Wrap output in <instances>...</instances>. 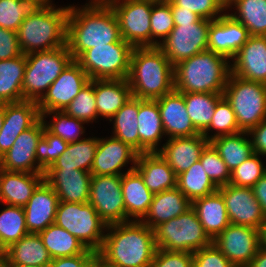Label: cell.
<instances>
[{
  "label": "cell",
  "mask_w": 266,
  "mask_h": 267,
  "mask_svg": "<svg viewBox=\"0 0 266 267\" xmlns=\"http://www.w3.org/2000/svg\"><path fill=\"white\" fill-rule=\"evenodd\" d=\"M120 39L118 20L106 1L90 0L82 7L69 4L67 46L74 60L92 47Z\"/></svg>",
  "instance_id": "obj_1"
},
{
  "label": "cell",
  "mask_w": 266,
  "mask_h": 267,
  "mask_svg": "<svg viewBox=\"0 0 266 267\" xmlns=\"http://www.w3.org/2000/svg\"><path fill=\"white\" fill-rule=\"evenodd\" d=\"M156 249L154 230L132 220L107 225L97 255L115 267H150Z\"/></svg>",
  "instance_id": "obj_2"
},
{
  "label": "cell",
  "mask_w": 266,
  "mask_h": 267,
  "mask_svg": "<svg viewBox=\"0 0 266 267\" xmlns=\"http://www.w3.org/2000/svg\"><path fill=\"white\" fill-rule=\"evenodd\" d=\"M68 13L69 5L56 7L52 0L35 5L17 31L22 53L66 46Z\"/></svg>",
  "instance_id": "obj_3"
},
{
  "label": "cell",
  "mask_w": 266,
  "mask_h": 267,
  "mask_svg": "<svg viewBox=\"0 0 266 267\" xmlns=\"http://www.w3.org/2000/svg\"><path fill=\"white\" fill-rule=\"evenodd\" d=\"M127 79L132 97L157 100L174 89V66L158 46L135 47Z\"/></svg>",
  "instance_id": "obj_4"
},
{
  "label": "cell",
  "mask_w": 266,
  "mask_h": 267,
  "mask_svg": "<svg viewBox=\"0 0 266 267\" xmlns=\"http://www.w3.org/2000/svg\"><path fill=\"white\" fill-rule=\"evenodd\" d=\"M230 63L210 50L193 55L174 66V89L181 93L224 94Z\"/></svg>",
  "instance_id": "obj_5"
},
{
  "label": "cell",
  "mask_w": 266,
  "mask_h": 267,
  "mask_svg": "<svg viewBox=\"0 0 266 267\" xmlns=\"http://www.w3.org/2000/svg\"><path fill=\"white\" fill-rule=\"evenodd\" d=\"M73 60L67 45L26 54L22 100L38 102Z\"/></svg>",
  "instance_id": "obj_6"
},
{
  "label": "cell",
  "mask_w": 266,
  "mask_h": 267,
  "mask_svg": "<svg viewBox=\"0 0 266 267\" xmlns=\"http://www.w3.org/2000/svg\"><path fill=\"white\" fill-rule=\"evenodd\" d=\"M223 96L231 104L242 132H249L266 118V84L230 73Z\"/></svg>",
  "instance_id": "obj_7"
},
{
  "label": "cell",
  "mask_w": 266,
  "mask_h": 267,
  "mask_svg": "<svg viewBox=\"0 0 266 267\" xmlns=\"http://www.w3.org/2000/svg\"><path fill=\"white\" fill-rule=\"evenodd\" d=\"M153 230L155 245L162 250L194 253L212 244L192 207L178 217L160 223Z\"/></svg>",
  "instance_id": "obj_8"
},
{
  "label": "cell",
  "mask_w": 266,
  "mask_h": 267,
  "mask_svg": "<svg viewBox=\"0 0 266 267\" xmlns=\"http://www.w3.org/2000/svg\"><path fill=\"white\" fill-rule=\"evenodd\" d=\"M55 224L70 232L87 249L98 252L103 244L107 224L92 205L59 201Z\"/></svg>",
  "instance_id": "obj_9"
},
{
  "label": "cell",
  "mask_w": 266,
  "mask_h": 267,
  "mask_svg": "<svg viewBox=\"0 0 266 267\" xmlns=\"http://www.w3.org/2000/svg\"><path fill=\"white\" fill-rule=\"evenodd\" d=\"M133 47L122 38L115 43L92 47L75 61L90 80L127 79Z\"/></svg>",
  "instance_id": "obj_10"
},
{
  "label": "cell",
  "mask_w": 266,
  "mask_h": 267,
  "mask_svg": "<svg viewBox=\"0 0 266 267\" xmlns=\"http://www.w3.org/2000/svg\"><path fill=\"white\" fill-rule=\"evenodd\" d=\"M118 20L123 40L135 47H151L153 0H105Z\"/></svg>",
  "instance_id": "obj_11"
},
{
  "label": "cell",
  "mask_w": 266,
  "mask_h": 267,
  "mask_svg": "<svg viewBox=\"0 0 266 267\" xmlns=\"http://www.w3.org/2000/svg\"><path fill=\"white\" fill-rule=\"evenodd\" d=\"M211 22L200 18L195 23L175 25L158 47L175 66L193 55L208 50V29Z\"/></svg>",
  "instance_id": "obj_12"
},
{
  "label": "cell",
  "mask_w": 266,
  "mask_h": 267,
  "mask_svg": "<svg viewBox=\"0 0 266 267\" xmlns=\"http://www.w3.org/2000/svg\"><path fill=\"white\" fill-rule=\"evenodd\" d=\"M88 202L107 225L126 222L121 175H92Z\"/></svg>",
  "instance_id": "obj_13"
},
{
  "label": "cell",
  "mask_w": 266,
  "mask_h": 267,
  "mask_svg": "<svg viewBox=\"0 0 266 267\" xmlns=\"http://www.w3.org/2000/svg\"><path fill=\"white\" fill-rule=\"evenodd\" d=\"M212 243L235 267H246L261 247L260 230L229 224Z\"/></svg>",
  "instance_id": "obj_14"
},
{
  "label": "cell",
  "mask_w": 266,
  "mask_h": 267,
  "mask_svg": "<svg viewBox=\"0 0 266 267\" xmlns=\"http://www.w3.org/2000/svg\"><path fill=\"white\" fill-rule=\"evenodd\" d=\"M89 81L87 73L73 60L37 102L40 115L64 111Z\"/></svg>",
  "instance_id": "obj_15"
},
{
  "label": "cell",
  "mask_w": 266,
  "mask_h": 267,
  "mask_svg": "<svg viewBox=\"0 0 266 267\" xmlns=\"http://www.w3.org/2000/svg\"><path fill=\"white\" fill-rule=\"evenodd\" d=\"M218 191L224 198L230 224L261 230L266 217L251 187H238L229 183L219 187Z\"/></svg>",
  "instance_id": "obj_16"
},
{
  "label": "cell",
  "mask_w": 266,
  "mask_h": 267,
  "mask_svg": "<svg viewBox=\"0 0 266 267\" xmlns=\"http://www.w3.org/2000/svg\"><path fill=\"white\" fill-rule=\"evenodd\" d=\"M44 127L40 118L32 127L20 133L11 148L0 157V168L15 172L44 173L36 159V147Z\"/></svg>",
  "instance_id": "obj_17"
},
{
  "label": "cell",
  "mask_w": 266,
  "mask_h": 267,
  "mask_svg": "<svg viewBox=\"0 0 266 267\" xmlns=\"http://www.w3.org/2000/svg\"><path fill=\"white\" fill-rule=\"evenodd\" d=\"M138 152L129 144L111 137L99 138L93 159L92 175H122L134 170L138 157ZM130 168L122 170L123 167L130 164Z\"/></svg>",
  "instance_id": "obj_18"
},
{
  "label": "cell",
  "mask_w": 266,
  "mask_h": 267,
  "mask_svg": "<svg viewBox=\"0 0 266 267\" xmlns=\"http://www.w3.org/2000/svg\"><path fill=\"white\" fill-rule=\"evenodd\" d=\"M248 29L225 11L210 23L208 29V50L232 60L247 42Z\"/></svg>",
  "instance_id": "obj_19"
},
{
  "label": "cell",
  "mask_w": 266,
  "mask_h": 267,
  "mask_svg": "<svg viewBox=\"0 0 266 267\" xmlns=\"http://www.w3.org/2000/svg\"><path fill=\"white\" fill-rule=\"evenodd\" d=\"M92 174L77 169H47L44 180L54 189L59 201L87 203Z\"/></svg>",
  "instance_id": "obj_20"
},
{
  "label": "cell",
  "mask_w": 266,
  "mask_h": 267,
  "mask_svg": "<svg viewBox=\"0 0 266 267\" xmlns=\"http://www.w3.org/2000/svg\"><path fill=\"white\" fill-rule=\"evenodd\" d=\"M40 118L36 101L5 103V116L0 131V157L11 148L20 133L32 127Z\"/></svg>",
  "instance_id": "obj_21"
},
{
  "label": "cell",
  "mask_w": 266,
  "mask_h": 267,
  "mask_svg": "<svg viewBox=\"0 0 266 267\" xmlns=\"http://www.w3.org/2000/svg\"><path fill=\"white\" fill-rule=\"evenodd\" d=\"M230 64L233 75L266 84V36H250Z\"/></svg>",
  "instance_id": "obj_22"
},
{
  "label": "cell",
  "mask_w": 266,
  "mask_h": 267,
  "mask_svg": "<svg viewBox=\"0 0 266 267\" xmlns=\"http://www.w3.org/2000/svg\"><path fill=\"white\" fill-rule=\"evenodd\" d=\"M167 139L192 137L200 134L188 116L183 93L173 89L156 100Z\"/></svg>",
  "instance_id": "obj_23"
},
{
  "label": "cell",
  "mask_w": 266,
  "mask_h": 267,
  "mask_svg": "<svg viewBox=\"0 0 266 267\" xmlns=\"http://www.w3.org/2000/svg\"><path fill=\"white\" fill-rule=\"evenodd\" d=\"M59 199L54 189L44 180L23 207L29 233H39L55 223Z\"/></svg>",
  "instance_id": "obj_24"
},
{
  "label": "cell",
  "mask_w": 266,
  "mask_h": 267,
  "mask_svg": "<svg viewBox=\"0 0 266 267\" xmlns=\"http://www.w3.org/2000/svg\"><path fill=\"white\" fill-rule=\"evenodd\" d=\"M158 153L169 164L176 175L188 170L198 161L202 151L209 144L202 133L192 137H175L167 139Z\"/></svg>",
  "instance_id": "obj_25"
},
{
  "label": "cell",
  "mask_w": 266,
  "mask_h": 267,
  "mask_svg": "<svg viewBox=\"0 0 266 267\" xmlns=\"http://www.w3.org/2000/svg\"><path fill=\"white\" fill-rule=\"evenodd\" d=\"M43 181L44 173L15 172L0 168V203L24 207Z\"/></svg>",
  "instance_id": "obj_26"
},
{
  "label": "cell",
  "mask_w": 266,
  "mask_h": 267,
  "mask_svg": "<svg viewBox=\"0 0 266 267\" xmlns=\"http://www.w3.org/2000/svg\"><path fill=\"white\" fill-rule=\"evenodd\" d=\"M134 169L153 194L177 186L176 173L158 152L139 153Z\"/></svg>",
  "instance_id": "obj_27"
},
{
  "label": "cell",
  "mask_w": 266,
  "mask_h": 267,
  "mask_svg": "<svg viewBox=\"0 0 266 267\" xmlns=\"http://www.w3.org/2000/svg\"><path fill=\"white\" fill-rule=\"evenodd\" d=\"M192 207V202L177 187L154 194L145 217L141 220L154 229L160 223L169 221L185 213Z\"/></svg>",
  "instance_id": "obj_28"
},
{
  "label": "cell",
  "mask_w": 266,
  "mask_h": 267,
  "mask_svg": "<svg viewBox=\"0 0 266 267\" xmlns=\"http://www.w3.org/2000/svg\"><path fill=\"white\" fill-rule=\"evenodd\" d=\"M139 153L158 152L161 139L166 137L156 100L139 99Z\"/></svg>",
  "instance_id": "obj_29"
},
{
  "label": "cell",
  "mask_w": 266,
  "mask_h": 267,
  "mask_svg": "<svg viewBox=\"0 0 266 267\" xmlns=\"http://www.w3.org/2000/svg\"><path fill=\"white\" fill-rule=\"evenodd\" d=\"M121 188L126 222L132 219L141 221L148 212L154 194L144 184L141 175L135 169L121 175Z\"/></svg>",
  "instance_id": "obj_30"
},
{
  "label": "cell",
  "mask_w": 266,
  "mask_h": 267,
  "mask_svg": "<svg viewBox=\"0 0 266 267\" xmlns=\"http://www.w3.org/2000/svg\"><path fill=\"white\" fill-rule=\"evenodd\" d=\"M94 93L98 117L109 120L132 98L128 79H96Z\"/></svg>",
  "instance_id": "obj_31"
},
{
  "label": "cell",
  "mask_w": 266,
  "mask_h": 267,
  "mask_svg": "<svg viewBox=\"0 0 266 267\" xmlns=\"http://www.w3.org/2000/svg\"><path fill=\"white\" fill-rule=\"evenodd\" d=\"M192 208L212 241L230 224L224 198L218 190L195 199Z\"/></svg>",
  "instance_id": "obj_32"
},
{
  "label": "cell",
  "mask_w": 266,
  "mask_h": 267,
  "mask_svg": "<svg viewBox=\"0 0 266 267\" xmlns=\"http://www.w3.org/2000/svg\"><path fill=\"white\" fill-rule=\"evenodd\" d=\"M7 264L47 267L52 262L38 233H28L8 247L2 256Z\"/></svg>",
  "instance_id": "obj_33"
},
{
  "label": "cell",
  "mask_w": 266,
  "mask_h": 267,
  "mask_svg": "<svg viewBox=\"0 0 266 267\" xmlns=\"http://www.w3.org/2000/svg\"><path fill=\"white\" fill-rule=\"evenodd\" d=\"M26 55L0 60V103L22 101Z\"/></svg>",
  "instance_id": "obj_34"
},
{
  "label": "cell",
  "mask_w": 266,
  "mask_h": 267,
  "mask_svg": "<svg viewBox=\"0 0 266 267\" xmlns=\"http://www.w3.org/2000/svg\"><path fill=\"white\" fill-rule=\"evenodd\" d=\"M209 143L215 148L230 171H233L254 153L248 132L219 136Z\"/></svg>",
  "instance_id": "obj_35"
},
{
  "label": "cell",
  "mask_w": 266,
  "mask_h": 267,
  "mask_svg": "<svg viewBox=\"0 0 266 267\" xmlns=\"http://www.w3.org/2000/svg\"><path fill=\"white\" fill-rule=\"evenodd\" d=\"M97 145L96 136L69 143L66 151L48 169H77L90 172Z\"/></svg>",
  "instance_id": "obj_36"
},
{
  "label": "cell",
  "mask_w": 266,
  "mask_h": 267,
  "mask_svg": "<svg viewBox=\"0 0 266 267\" xmlns=\"http://www.w3.org/2000/svg\"><path fill=\"white\" fill-rule=\"evenodd\" d=\"M138 111L139 99L132 97L109 121L113 123L111 136L129 144L139 153Z\"/></svg>",
  "instance_id": "obj_37"
},
{
  "label": "cell",
  "mask_w": 266,
  "mask_h": 267,
  "mask_svg": "<svg viewBox=\"0 0 266 267\" xmlns=\"http://www.w3.org/2000/svg\"><path fill=\"white\" fill-rule=\"evenodd\" d=\"M38 234L52 259L83 254L87 250L80 240L55 223Z\"/></svg>",
  "instance_id": "obj_38"
},
{
  "label": "cell",
  "mask_w": 266,
  "mask_h": 267,
  "mask_svg": "<svg viewBox=\"0 0 266 267\" xmlns=\"http://www.w3.org/2000/svg\"><path fill=\"white\" fill-rule=\"evenodd\" d=\"M185 106L194 128L203 133L210 125L217 103L224 97L218 93H183Z\"/></svg>",
  "instance_id": "obj_39"
},
{
  "label": "cell",
  "mask_w": 266,
  "mask_h": 267,
  "mask_svg": "<svg viewBox=\"0 0 266 267\" xmlns=\"http://www.w3.org/2000/svg\"><path fill=\"white\" fill-rule=\"evenodd\" d=\"M230 9L236 10L229 14L248 29L250 36H266V0H238Z\"/></svg>",
  "instance_id": "obj_40"
},
{
  "label": "cell",
  "mask_w": 266,
  "mask_h": 267,
  "mask_svg": "<svg viewBox=\"0 0 266 267\" xmlns=\"http://www.w3.org/2000/svg\"><path fill=\"white\" fill-rule=\"evenodd\" d=\"M176 187L182 191L191 202L218 190L208 177L200 160L191 165L188 170L177 175Z\"/></svg>",
  "instance_id": "obj_41"
},
{
  "label": "cell",
  "mask_w": 266,
  "mask_h": 267,
  "mask_svg": "<svg viewBox=\"0 0 266 267\" xmlns=\"http://www.w3.org/2000/svg\"><path fill=\"white\" fill-rule=\"evenodd\" d=\"M28 233L24 208L5 204L4 209L0 211V244L2 245V256L8 247Z\"/></svg>",
  "instance_id": "obj_42"
},
{
  "label": "cell",
  "mask_w": 266,
  "mask_h": 267,
  "mask_svg": "<svg viewBox=\"0 0 266 267\" xmlns=\"http://www.w3.org/2000/svg\"><path fill=\"white\" fill-rule=\"evenodd\" d=\"M51 117L50 123L46 120ZM45 128L52 134L61 137L67 143L83 140L85 134L84 124L86 122L68 115L65 111H50L41 114Z\"/></svg>",
  "instance_id": "obj_43"
},
{
  "label": "cell",
  "mask_w": 266,
  "mask_h": 267,
  "mask_svg": "<svg viewBox=\"0 0 266 267\" xmlns=\"http://www.w3.org/2000/svg\"><path fill=\"white\" fill-rule=\"evenodd\" d=\"M213 130L215 132L213 133ZM213 133V135L210 134ZM242 132L237 124L231 104L223 97L216 105L209 127L202 135L211 141L219 136L234 135ZM210 134V135H209Z\"/></svg>",
  "instance_id": "obj_44"
},
{
  "label": "cell",
  "mask_w": 266,
  "mask_h": 267,
  "mask_svg": "<svg viewBox=\"0 0 266 267\" xmlns=\"http://www.w3.org/2000/svg\"><path fill=\"white\" fill-rule=\"evenodd\" d=\"M68 115L87 123L96 122L98 117L94 93V80H90L64 110Z\"/></svg>",
  "instance_id": "obj_45"
},
{
  "label": "cell",
  "mask_w": 266,
  "mask_h": 267,
  "mask_svg": "<svg viewBox=\"0 0 266 267\" xmlns=\"http://www.w3.org/2000/svg\"><path fill=\"white\" fill-rule=\"evenodd\" d=\"M150 24L151 47H156L170 34L175 26L171 5L167 1L153 3Z\"/></svg>",
  "instance_id": "obj_46"
},
{
  "label": "cell",
  "mask_w": 266,
  "mask_h": 267,
  "mask_svg": "<svg viewBox=\"0 0 266 267\" xmlns=\"http://www.w3.org/2000/svg\"><path fill=\"white\" fill-rule=\"evenodd\" d=\"M68 144L44 127L43 135L36 147L37 164L46 171L66 151Z\"/></svg>",
  "instance_id": "obj_47"
},
{
  "label": "cell",
  "mask_w": 266,
  "mask_h": 267,
  "mask_svg": "<svg viewBox=\"0 0 266 267\" xmlns=\"http://www.w3.org/2000/svg\"><path fill=\"white\" fill-rule=\"evenodd\" d=\"M34 6L29 0H0V27L17 32Z\"/></svg>",
  "instance_id": "obj_48"
},
{
  "label": "cell",
  "mask_w": 266,
  "mask_h": 267,
  "mask_svg": "<svg viewBox=\"0 0 266 267\" xmlns=\"http://www.w3.org/2000/svg\"><path fill=\"white\" fill-rule=\"evenodd\" d=\"M266 173L259 154L253 153L248 159L231 171L230 184L238 187H253Z\"/></svg>",
  "instance_id": "obj_49"
},
{
  "label": "cell",
  "mask_w": 266,
  "mask_h": 267,
  "mask_svg": "<svg viewBox=\"0 0 266 267\" xmlns=\"http://www.w3.org/2000/svg\"><path fill=\"white\" fill-rule=\"evenodd\" d=\"M199 160L208 177L217 188L230 183L231 171L210 143L202 151Z\"/></svg>",
  "instance_id": "obj_50"
},
{
  "label": "cell",
  "mask_w": 266,
  "mask_h": 267,
  "mask_svg": "<svg viewBox=\"0 0 266 267\" xmlns=\"http://www.w3.org/2000/svg\"><path fill=\"white\" fill-rule=\"evenodd\" d=\"M174 5L183 7L186 10L199 15L207 20H215L223 15L225 9L221 6L220 0H170Z\"/></svg>",
  "instance_id": "obj_51"
},
{
  "label": "cell",
  "mask_w": 266,
  "mask_h": 267,
  "mask_svg": "<svg viewBox=\"0 0 266 267\" xmlns=\"http://www.w3.org/2000/svg\"><path fill=\"white\" fill-rule=\"evenodd\" d=\"M150 267H193V253L157 248Z\"/></svg>",
  "instance_id": "obj_52"
},
{
  "label": "cell",
  "mask_w": 266,
  "mask_h": 267,
  "mask_svg": "<svg viewBox=\"0 0 266 267\" xmlns=\"http://www.w3.org/2000/svg\"><path fill=\"white\" fill-rule=\"evenodd\" d=\"M193 267H235L212 243L193 253Z\"/></svg>",
  "instance_id": "obj_53"
},
{
  "label": "cell",
  "mask_w": 266,
  "mask_h": 267,
  "mask_svg": "<svg viewBox=\"0 0 266 267\" xmlns=\"http://www.w3.org/2000/svg\"><path fill=\"white\" fill-rule=\"evenodd\" d=\"M21 54L17 32L0 27V60L12 59Z\"/></svg>",
  "instance_id": "obj_54"
},
{
  "label": "cell",
  "mask_w": 266,
  "mask_h": 267,
  "mask_svg": "<svg viewBox=\"0 0 266 267\" xmlns=\"http://www.w3.org/2000/svg\"><path fill=\"white\" fill-rule=\"evenodd\" d=\"M97 252L87 249L83 254L52 259L47 267H93Z\"/></svg>",
  "instance_id": "obj_55"
},
{
  "label": "cell",
  "mask_w": 266,
  "mask_h": 267,
  "mask_svg": "<svg viewBox=\"0 0 266 267\" xmlns=\"http://www.w3.org/2000/svg\"><path fill=\"white\" fill-rule=\"evenodd\" d=\"M253 152L266 157V118L249 132Z\"/></svg>",
  "instance_id": "obj_56"
},
{
  "label": "cell",
  "mask_w": 266,
  "mask_h": 267,
  "mask_svg": "<svg viewBox=\"0 0 266 267\" xmlns=\"http://www.w3.org/2000/svg\"><path fill=\"white\" fill-rule=\"evenodd\" d=\"M167 2L171 5L175 25H180V23H195L201 18L189 9L186 10L183 7L174 5L170 0H167Z\"/></svg>",
  "instance_id": "obj_57"
},
{
  "label": "cell",
  "mask_w": 266,
  "mask_h": 267,
  "mask_svg": "<svg viewBox=\"0 0 266 267\" xmlns=\"http://www.w3.org/2000/svg\"><path fill=\"white\" fill-rule=\"evenodd\" d=\"M255 198L260 204L262 213L266 217V173L252 187Z\"/></svg>",
  "instance_id": "obj_58"
},
{
  "label": "cell",
  "mask_w": 266,
  "mask_h": 267,
  "mask_svg": "<svg viewBox=\"0 0 266 267\" xmlns=\"http://www.w3.org/2000/svg\"><path fill=\"white\" fill-rule=\"evenodd\" d=\"M246 267H266V248L261 246L258 253Z\"/></svg>",
  "instance_id": "obj_59"
},
{
  "label": "cell",
  "mask_w": 266,
  "mask_h": 267,
  "mask_svg": "<svg viewBox=\"0 0 266 267\" xmlns=\"http://www.w3.org/2000/svg\"><path fill=\"white\" fill-rule=\"evenodd\" d=\"M261 233V246L266 248V220L260 230Z\"/></svg>",
  "instance_id": "obj_60"
},
{
  "label": "cell",
  "mask_w": 266,
  "mask_h": 267,
  "mask_svg": "<svg viewBox=\"0 0 266 267\" xmlns=\"http://www.w3.org/2000/svg\"><path fill=\"white\" fill-rule=\"evenodd\" d=\"M238 0H220L221 6L225 9V11L230 9L232 5H234Z\"/></svg>",
  "instance_id": "obj_61"
},
{
  "label": "cell",
  "mask_w": 266,
  "mask_h": 267,
  "mask_svg": "<svg viewBox=\"0 0 266 267\" xmlns=\"http://www.w3.org/2000/svg\"><path fill=\"white\" fill-rule=\"evenodd\" d=\"M94 265H95L96 267H115V266H113V265H110V264H108V263H105V262L98 256V255H97V257H96V260H95Z\"/></svg>",
  "instance_id": "obj_62"
},
{
  "label": "cell",
  "mask_w": 266,
  "mask_h": 267,
  "mask_svg": "<svg viewBox=\"0 0 266 267\" xmlns=\"http://www.w3.org/2000/svg\"><path fill=\"white\" fill-rule=\"evenodd\" d=\"M4 116H5V103H0V131L3 127Z\"/></svg>",
  "instance_id": "obj_63"
},
{
  "label": "cell",
  "mask_w": 266,
  "mask_h": 267,
  "mask_svg": "<svg viewBox=\"0 0 266 267\" xmlns=\"http://www.w3.org/2000/svg\"><path fill=\"white\" fill-rule=\"evenodd\" d=\"M0 267H8L6 260L0 256Z\"/></svg>",
  "instance_id": "obj_64"
},
{
  "label": "cell",
  "mask_w": 266,
  "mask_h": 267,
  "mask_svg": "<svg viewBox=\"0 0 266 267\" xmlns=\"http://www.w3.org/2000/svg\"><path fill=\"white\" fill-rule=\"evenodd\" d=\"M29 1H32L35 5H40L48 2L49 0H29Z\"/></svg>",
  "instance_id": "obj_65"
},
{
  "label": "cell",
  "mask_w": 266,
  "mask_h": 267,
  "mask_svg": "<svg viewBox=\"0 0 266 267\" xmlns=\"http://www.w3.org/2000/svg\"><path fill=\"white\" fill-rule=\"evenodd\" d=\"M8 267H36V266L21 265V264H8Z\"/></svg>",
  "instance_id": "obj_66"
},
{
  "label": "cell",
  "mask_w": 266,
  "mask_h": 267,
  "mask_svg": "<svg viewBox=\"0 0 266 267\" xmlns=\"http://www.w3.org/2000/svg\"><path fill=\"white\" fill-rule=\"evenodd\" d=\"M0 256H2V245L0 244Z\"/></svg>",
  "instance_id": "obj_67"
}]
</instances>
